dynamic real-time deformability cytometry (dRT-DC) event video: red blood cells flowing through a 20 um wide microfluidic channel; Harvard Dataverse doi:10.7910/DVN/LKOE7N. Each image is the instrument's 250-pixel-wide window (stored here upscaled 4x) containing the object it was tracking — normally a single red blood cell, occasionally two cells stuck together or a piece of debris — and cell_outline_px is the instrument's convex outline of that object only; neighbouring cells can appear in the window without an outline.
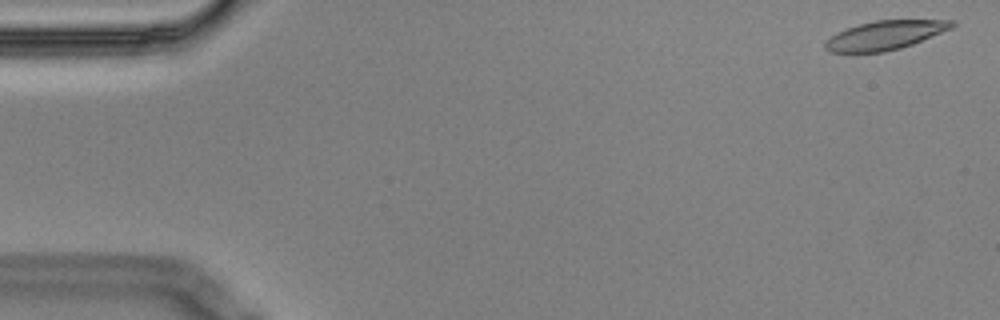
{"species": "Egyptian fruit bat (a non-hibernating species)", "species_latin": "Rousettus aegyptiacus", "temperature_condition": "cold", "stored_images_in_passage": 6, "camera_frame_rate_fps": 3000, "um_per_image_px": 0.085, "animal": {"sex": "male"}, "frame": {"image": 1, "passage_image": 1, "time_ms": 0.0, "image_size_px": [1000, 320], "cell_outline_px": [[956, 24], [952, 28], [912, 44], [900, 48], [884, 52], [828, 52], [824, 48], [824, 44], [836, 32], [860, 24], [876, 20], [956, 20]], "centroid_in_image_um": [75.24, 2.99], "position_along_channel_um": 9.8, "area_um2": 21.15}}
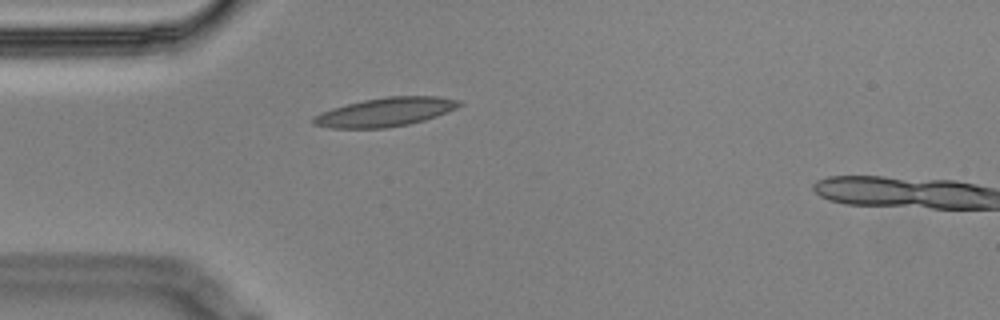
{"frame": {"image": 2, "passage_image": 5, "time_ms": 1.333, "image_size_px": [1000, 320], "cell_outline_px": [[464, 104], [448, 112], [424, 120], [408, 124], [384, 128], [332, 128], [312, 124], [312, 120], [320, 112], [332, 108], [364, 100], [388, 96], [440, 96], [460, 100]], "centroid_in_image_um": [32.79, 9.52], "position_along_channel_um": 52.2, "area_um2": 24.39}}